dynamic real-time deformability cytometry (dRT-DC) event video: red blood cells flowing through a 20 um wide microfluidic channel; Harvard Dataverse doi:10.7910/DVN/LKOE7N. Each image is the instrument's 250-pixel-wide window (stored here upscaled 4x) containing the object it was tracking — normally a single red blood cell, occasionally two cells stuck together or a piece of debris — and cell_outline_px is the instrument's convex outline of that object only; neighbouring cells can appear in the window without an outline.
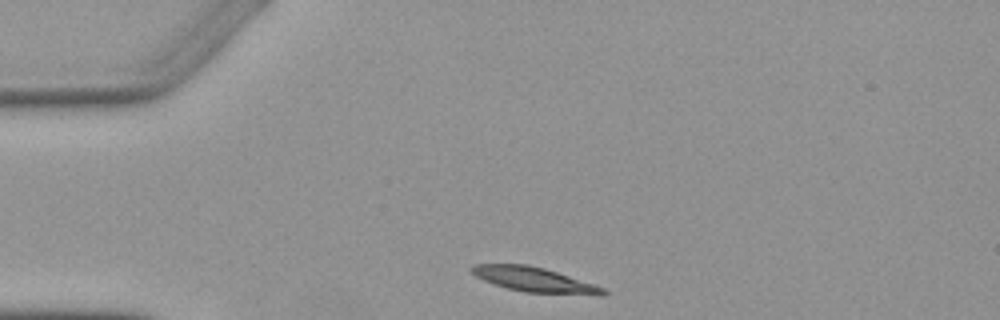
{"species": "Egyptian fruit bat (a non-hibernating species)", "species_latin": "Rousettus aegyptiacus", "temperature_condition": "warm", "stored_images_in_passage": 2, "camera_frame_rate_fps": 3000, "um_per_image_px": 0.085, "animal": {"sex": "female"}, "frame": {"image": 1, "passage_image": 1, "time_ms": 0.0, "image_size_px": [1000, 320], "cell_outline_px": [[608, 292], [600, 296], [524, 292], [508, 288], [484, 280], [476, 276], [468, 268], [472, 264], [528, 264], [544, 268], [604, 288]], "centroid_in_image_um": [45.41, 23.77], "position_along_channel_um": 39.6, "area_um2": 18.84}}